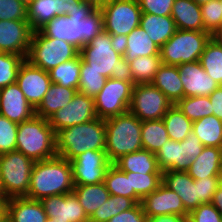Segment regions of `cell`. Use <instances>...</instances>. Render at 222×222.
<instances>
[{
  "label": "cell",
  "mask_w": 222,
  "mask_h": 222,
  "mask_svg": "<svg viewBox=\"0 0 222 222\" xmlns=\"http://www.w3.org/2000/svg\"><path fill=\"white\" fill-rule=\"evenodd\" d=\"M172 102L151 83L134 84L129 112L141 121L163 119Z\"/></svg>",
  "instance_id": "4fadbf2b"
},
{
  "label": "cell",
  "mask_w": 222,
  "mask_h": 222,
  "mask_svg": "<svg viewBox=\"0 0 222 222\" xmlns=\"http://www.w3.org/2000/svg\"><path fill=\"white\" fill-rule=\"evenodd\" d=\"M72 193L77 197L88 218L110 197L104 182L90 185H74Z\"/></svg>",
  "instance_id": "f546056e"
},
{
  "label": "cell",
  "mask_w": 222,
  "mask_h": 222,
  "mask_svg": "<svg viewBox=\"0 0 222 222\" xmlns=\"http://www.w3.org/2000/svg\"><path fill=\"white\" fill-rule=\"evenodd\" d=\"M60 16V0H32L27 6V20L33 31Z\"/></svg>",
  "instance_id": "d6a6232c"
},
{
  "label": "cell",
  "mask_w": 222,
  "mask_h": 222,
  "mask_svg": "<svg viewBox=\"0 0 222 222\" xmlns=\"http://www.w3.org/2000/svg\"><path fill=\"white\" fill-rule=\"evenodd\" d=\"M97 118L94 98L76 92L73 99L56 111L48 120L54 132Z\"/></svg>",
  "instance_id": "9a60e30c"
},
{
  "label": "cell",
  "mask_w": 222,
  "mask_h": 222,
  "mask_svg": "<svg viewBox=\"0 0 222 222\" xmlns=\"http://www.w3.org/2000/svg\"><path fill=\"white\" fill-rule=\"evenodd\" d=\"M192 131L204 146L222 148V120L215 115L193 122Z\"/></svg>",
  "instance_id": "836d02e7"
},
{
  "label": "cell",
  "mask_w": 222,
  "mask_h": 222,
  "mask_svg": "<svg viewBox=\"0 0 222 222\" xmlns=\"http://www.w3.org/2000/svg\"><path fill=\"white\" fill-rule=\"evenodd\" d=\"M80 49L70 42L58 40L33 31L26 60L44 71L76 58Z\"/></svg>",
  "instance_id": "52a82bcc"
},
{
  "label": "cell",
  "mask_w": 222,
  "mask_h": 222,
  "mask_svg": "<svg viewBox=\"0 0 222 222\" xmlns=\"http://www.w3.org/2000/svg\"><path fill=\"white\" fill-rule=\"evenodd\" d=\"M0 114L17 124L35 116V109L16 82L0 89Z\"/></svg>",
  "instance_id": "44dd1931"
},
{
  "label": "cell",
  "mask_w": 222,
  "mask_h": 222,
  "mask_svg": "<svg viewBox=\"0 0 222 222\" xmlns=\"http://www.w3.org/2000/svg\"><path fill=\"white\" fill-rule=\"evenodd\" d=\"M130 183L131 189H134L137 196L143 200L162 183V173L130 172Z\"/></svg>",
  "instance_id": "7bdbcfd3"
},
{
  "label": "cell",
  "mask_w": 222,
  "mask_h": 222,
  "mask_svg": "<svg viewBox=\"0 0 222 222\" xmlns=\"http://www.w3.org/2000/svg\"><path fill=\"white\" fill-rule=\"evenodd\" d=\"M133 88L134 83L127 75L107 78L104 87L94 97L97 117L108 119L128 112Z\"/></svg>",
  "instance_id": "30bf717a"
},
{
  "label": "cell",
  "mask_w": 222,
  "mask_h": 222,
  "mask_svg": "<svg viewBox=\"0 0 222 222\" xmlns=\"http://www.w3.org/2000/svg\"><path fill=\"white\" fill-rule=\"evenodd\" d=\"M56 133L48 119L34 116L18 125L16 150L38 162L57 156Z\"/></svg>",
  "instance_id": "5b68a950"
},
{
  "label": "cell",
  "mask_w": 222,
  "mask_h": 222,
  "mask_svg": "<svg viewBox=\"0 0 222 222\" xmlns=\"http://www.w3.org/2000/svg\"><path fill=\"white\" fill-rule=\"evenodd\" d=\"M209 99L213 115L222 120V85H219V87L209 95Z\"/></svg>",
  "instance_id": "11a10c76"
},
{
  "label": "cell",
  "mask_w": 222,
  "mask_h": 222,
  "mask_svg": "<svg viewBox=\"0 0 222 222\" xmlns=\"http://www.w3.org/2000/svg\"><path fill=\"white\" fill-rule=\"evenodd\" d=\"M56 153L68 161L87 150H105V119L77 124L56 132Z\"/></svg>",
  "instance_id": "3957f363"
},
{
  "label": "cell",
  "mask_w": 222,
  "mask_h": 222,
  "mask_svg": "<svg viewBox=\"0 0 222 222\" xmlns=\"http://www.w3.org/2000/svg\"><path fill=\"white\" fill-rule=\"evenodd\" d=\"M6 200H0V217L5 213Z\"/></svg>",
  "instance_id": "6125c7cd"
},
{
  "label": "cell",
  "mask_w": 222,
  "mask_h": 222,
  "mask_svg": "<svg viewBox=\"0 0 222 222\" xmlns=\"http://www.w3.org/2000/svg\"><path fill=\"white\" fill-rule=\"evenodd\" d=\"M5 213L10 222H45L47 219L40 200L25 196L6 199Z\"/></svg>",
  "instance_id": "603a6c76"
},
{
  "label": "cell",
  "mask_w": 222,
  "mask_h": 222,
  "mask_svg": "<svg viewBox=\"0 0 222 222\" xmlns=\"http://www.w3.org/2000/svg\"><path fill=\"white\" fill-rule=\"evenodd\" d=\"M100 9L106 33L127 36L140 26L142 11L138 0H106Z\"/></svg>",
  "instance_id": "8fae6325"
},
{
  "label": "cell",
  "mask_w": 222,
  "mask_h": 222,
  "mask_svg": "<svg viewBox=\"0 0 222 222\" xmlns=\"http://www.w3.org/2000/svg\"><path fill=\"white\" fill-rule=\"evenodd\" d=\"M104 184L110 195H121L132 198L136 203H141V199L131 189L130 172H122L117 166L111 164L108 168Z\"/></svg>",
  "instance_id": "e575fe53"
},
{
  "label": "cell",
  "mask_w": 222,
  "mask_h": 222,
  "mask_svg": "<svg viewBox=\"0 0 222 222\" xmlns=\"http://www.w3.org/2000/svg\"><path fill=\"white\" fill-rule=\"evenodd\" d=\"M0 20H27V7L19 0H0Z\"/></svg>",
  "instance_id": "bcb514c9"
},
{
  "label": "cell",
  "mask_w": 222,
  "mask_h": 222,
  "mask_svg": "<svg viewBox=\"0 0 222 222\" xmlns=\"http://www.w3.org/2000/svg\"><path fill=\"white\" fill-rule=\"evenodd\" d=\"M78 90L51 83L43 100L35 109V115L49 119L56 111L64 108L74 97Z\"/></svg>",
  "instance_id": "83f0119b"
},
{
  "label": "cell",
  "mask_w": 222,
  "mask_h": 222,
  "mask_svg": "<svg viewBox=\"0 0 222 222\" xmlns=\"http://www.w3.org/2000/svg\"><path fill=\"white\" fill-rule=\"evenodd\" d=\"M114 165L122 172L162 173L155 154L145 149L122 156Z\"/></svg>",
  "instance_id": "f1b7e54d"
},
{
  "label": "cell",
  "mask_w": 222,
  "mask_h": 222,
  "mask_svg": "<svg viewBox=\"0 0 222 222\" xmlns=\"http://www.w3.org/2000/svg\"><path fill=\"white\" fill-rule=\"evenodd\" d=\"M0 200H6L5 197H4L3 194H2L1 189H0Z\"/></svg>",
  "instance_id": "a7ac6f4b"
},
{
  "label": "cell",
  "mask_w": 222,
  "mask_h": 222,
  "mask_svg": "<svg viewBox=\"0 0 222 222\" xmlns=\"http://www.w3.org/2000/svg\"><path fill=\"white\" fill-rule=\"evenodd\" d=\"M18 125L0 114V155L16 150Z\"/></svg>",
  "instance_id": "f6af8a7d"
},
{
  "label": "cell",
  "mask_w": 222,
  "mask_h": 222,
  "mask_svg": "<svg viewBox=\"0 0 222 222\" xmlns=\"http://www.w3.org/2000/svg\"><path fill=\"white\" fill-rule=\"evenodd\" d=\"M74 189L70 161L60 156L34 163L25 197L41 200L53 195L70 194Z\"/></svg>",
  "instance_id": "7a4b0ae2"
},
{
  "label": "cell",
  "mask_w": 222,
  "mask_h": 222,
  "mask_svg": "<svg viewBox=\"0 0 222 222\" xmlns=\"http://www.w3.org/2000/svg\"><path fill=\"white\" fill-rule=\"evenodd\" d=\"M21 3H23L26 7L32 2V0H19Z\"/></svg>",
  "instance_id": "003e7915"
},
{
  "label": "cell",
  "mask_w": 222,
  "mask_h": 222,
  "mask_svg": "<svg viewBox=\"0 0 222 222\" xmlns=\"http://www.w3.org/2000/svg\"><path fill=\"white\" fill-rule=\"evenodd\" d=\"M141 126L142 121L129 111L105 119V151L112 164L126 154L143 149Z\"/></svg>",
  "instance_id": "277c9868"
},
{
  "label": "cell",
  "mask_w": 222,
  "mask_h": 222,
  "mask_svg": "<svg viewBox=\"0 0 222 222\" xmlns=\"http://www.w3.org/2000/svg\"><path fill=\"white\" fill-rule=\"evenodd\" d=\"M211 203L222 215V189L217 188L216 192L213 195Z\"/></svg>",
  "instance_id": "680465c9"
},
{
  "label": "cell",
  "mask_w": 222,
  "mask_h": 222,
  "mask_svg": "<svg viewBox=\"0 0 222 222\" xmlns=\"http://www.w3.org/2000/svg\"><path fill=\"white\" fill-rule=\"evenodd\" d=\"M160 55V48L140 26L127 35V48L123 58L127 64L137 57Z\"/></svg>",
  "instance_id": "4dcf8cb0"
},
{
  "label": "cell",
  "mask_w": 222,
  "mask_h": 222,
  "mask_svg": "<svg viewBox=\"0 0 222 222\" xmlns=\"http://www.w3.org/2000/svg\"><path fill=\"white\" fill-rule=\"evenodd\" d=\"M112 218L111 195L89 218V222H108Z\"/></svg>",
  "instance_id": "db71d44e"
},
{
  "label": "cell",
  "mask_w": 222,
  "mask_h": 222,
  "mask_svg": "<svg viewBox=\"0 0 222 222\" xmlns=\"http://www.w3.org/2000/svg\"><path fill=\"white\" fill-rule=\"evenodd\" d=\"M184 89V97L209 96L219 87L202 68L200 61L177 65Z\"/></svg>",
  "instance_id": "ffe728a7"
},
{
  "label": "cell",
  "mask_w": 222,
  "mask_h": 222,
  "mask_svg": "<svg viewBox=\"0 0 222 222\" xmlns=\"http://www.w3.org/2000/svg\"><path fill=\"white\" fill-rule=\"evenodd\" d=\"M162 183L179 195L189 213L202 204L198 199L197 181L187 172L164 171L162 172Z\"/></svg>",
  "instance_id": "7402d4cb"
},
{
  "label": "cell",
  "mask_w": 222,
  "mask_h": 222,
  "mask_svg": "<svg viewBox=\"0 0 222 222\" xmlns=\"http://www.w3.org/2000/svg\"><path fill=\"white\" fill-rule=\"evenodd\" d=\"M179 30H204L201 7L194 0H174L170 15Z\"/></svg>",
  "instance_id": "d4e9b609"
},
{
  "label": "cell",
  "mask_w": 222,
  "mask_h": 222,
  "mask_svg": "<svg viewBox=\"0 0 222 222\" xmlns=\"http://www.w3.org/2000/svg\"><path fill=\"white\" fill-rule=\"evenodd\" d=\"M45 222H56V221H54L53 218H49V217H47V219H46Z\"/></svg>",
  "instance_id": "89a4df30"
},
{
  "label": "cell",
  "mask_w": 222,
  "mask_h": 222,
  "mask_svg": "<svg viewBox=\"0 0 222 222\" xmlns=\"http://www.w3.org/2000/svg\"><path fill=\"white\" fill-rule=\"evenodd\" d=\"M222 167V148L204 146L186 171L194 180L218 177Z\"/></svg>",
  "instance_id": "cb8c5ba5"
},
{
  "label": "cell",
  "mask_w": 222,
  "mask_h": 222,
  "mask_svg": "<svg viewBox=\"0 0 222 222\" xmlns=\"http://www.w3.org/2000/svg\"><path fill=\"white\" fill-rule=\"evenodd\" d=\"M161 65L160 55L137 57L126 64V75L134 84L151 83Z\"/></svg>",
  "instance_id": "1f68e13d"
},
{
  "label": "cell",
  "mask_w": 222,
  "mask_h": 222,
  "mask_svg": "<svg viewBox=\"0 0 222 222\" xmlns=\"http://www.w3.org/2000/svg\"><path fill=\"white\" fill-rule=\"evenodd\" d=\"M186 217L188 216H181L177 214L158 215L147 217V222H184Z\"/></svg>",
  "instance_id": "6f0895ef"
},
{
  "label": "cell",
  "mask_w": 222,
  "mask_h": 222,
  "mask_svg": "<svg viewBox=\"0 0 222 222\" xmlns=\"http://www.w3.org/2000/svg\"><path fill=\"white\" fill-rule=\"evenodd\" d=\"M218 188L222 189V172L218 175Z\"/></svg>",
  "instance_id": "e7e4bbea"
},
{
  "label": "cell",
  "mask_w": 222,
  "mask_h": 222,
  "mask_svg": "<svg viewBox=\"0 0 222 222\" xmlns=\"http://www.w3.org/2000/svg\"><path fill=\"white\" fill-rule=\"evenodd\" d=\"M32 35L28 20H0V52L26 58Z\"/></svg>",
  "instance_id": "e0dca14e"
},
{
  "label": "cell",
  "mask_w": 222,
  "mask_h": 222,
  "mask_svg": "<svg viewBox=\"0 0 222 222\" xmlns=\"http://www.w3.org/2000/svg\"><path fill=\"white\" fill-rule=\"evenodd\" d=\"M141 140L143 149L156 154L162 145L169 140L163 120L142 121Z\"/></svg>",
  "instance_id": "8d00e7d4"
},
{
  "label": "cell",
  "mask_w": 222,
  "mask_h": 222,
  "mask_svg": "<svg viewBox=\"0 0 222 222\" xmlns=\"http://www.w3.org/2000/svg\"><path fill=\"white\" fill-rule=\"evenodd\" d=\"M193 222H221L222 215L212 203L200 204L188 216Z\"/></svg>",
  "instance_id": "7dc6e473"
},
{
  "label": "cell",
  "mask_w": 222,
  "mask_h": 222,
  "mask_svg": "<svg viewBox=\"0 0 222 222\" xmlns=\"http://www.w3.org/2000/svg\"><path fill=\"white\" fill-rule=\"evenodd\" d=\"M40 202L49 218L56 222H89L77 197L73 194L53 195L42 198Z\"/></svg>",
  "instance_id": "ac0fdd59"
},
{
  "label": "cell",
  "mask_w": 222,
  "mask_h": 222,
  "mask_svg": "<svg viewBox=\"0 0 222 222\" xmlns=\"http://www.w3.org/2000/svg\"><path fill=\"white\" fill-rule=\"evenodd\" d=\"M199 61L207 74L219 85H222V45L211 38Z\"/></svg>",
  "instance_id": "f35d334b"
},
{
  "label": "cell",
  "mask_w": 222,
  "mask_h": 222,
  "mask_svg": "<svg viewBox=\"0 0 222 222\" xmlns=\"http://www.w3.org/2000/svg\"><path fill=\"white\" fill-rule=\"evenodd\" d=\"M170 140L183 141L192 132L193 122L174 104L163 116Z\"/></svg>",
  "instance_id": "d590c367"
},
{
  "label": "cell",
  "mask_w": 222,
  "mask_h": 222,
  "mask_svg": "<svg viewBox=\"0 0 222 222\" xmlns=\"http://www.w3.org/2000/svg\"><path fill=\"white\" fill-rule=\"evenodd\" d=\"M196 181L199 201L202 204L211 203L213 195L218 188V177H206Z\"/></svg>",
  "instance_id": "681fc988"
},
{
  "label": "cell",
  "mask_w": 222,
  "mask_h": 222,
  "mask_svg": "<svg viewBox=\"0 0 222 222\" xmlns=\"http://www.w3.org/2000/svg\"><path fill=\"white\" fill-rule=\"evenodd\" d=\"M0 222H10L8 216L6 213H4L1 217H0Z\"/></svg>",
  "instance_id": "be15d7a7"
},
{
  "label": "cell",
  "mask_w": 222,
  "mask_h": 222,
  "mask_svg": "<svg viewBox=\"0 0 222 222\" xmlns=\"http://www.w3.org/2000/svg\"><path fill=\"white\" fill-rule=\"evenodd\" d=\"M108 222H147V215L142 204L137 203L133 208L113 216Z\"/></svg>",
  "instance_id": "f907efd6"
},
{
  "label": "cell",
  "mask_w": 222,
  "mask_h": 222,
  "mask_svg": "<svg viewBox=\"0 0 222 222\" xmlns=\"http://www.w3.org/2000/svg\"><path fill=\"white\" fill-rule=\"evenodd\" d=\"M137 203L132 198L111 195L112 217L133 208Z\"/></svg>",
  "instance_id": "f5cc1de1"
},
{
  "label": "cell",
  "mask_w": 222,
  "mask_h": 222,
  "mask_svg": "<svg viewBox=\"0 0 222 222\" xmlns=\"http://www.w3.org/2000/svg\"><path fill=\"white\" fill-rule=\"evenodd\" d=\"M220 45H222V26L212 36Z\"/></svg>",
  "instance_id": "94428289"
},
{
  "label": "cell",
  "mask_w": 222,
  "mask_h": 222,
  "mask_svg": "<svg viewBox=\"0 0 222 222\" xmlns=\"http://www.w3.org/2000/svg\"><path fill=\"white\" fill-rule=\"evenodd\" d=\"M151 84L158 88L173 105L184 97V89L177 66L162 64Z\"/></svg>",
  "instance_id": "4316f807"
},
{
  "label": "cell",
  "mask_w": 222,
  "mask_h": 222,
  "mask_svg": "<svg viewBox=\"0 0 222 222\" xmlns=\"http://www.w3.org/2000/svg\"><path fill=\"white\" fill-rule=\"evenodd\" d=\"M201 13L203 18L204 30L212 36L222 26V8L219 0H211L203 4Z\"/></svg>",
  "instance_id": "ee69618b"
},
{
  "label": "cell",
  "mask_w": 222,
  "mask_h": 222,
  "mask_svg": "<svg viewBox=\"0 0 222 222\" xmlns=\"http://www.w3.org/2000/svg\"><path fill=\"white\" fill-rule=\"evenodd\" d=\"M81 69L80 54L69 61H66L52 68L49 76L52 83L78 90Z\"/></svg>",
  "instance_id": "74e56055"
},
{
  "label": "cell",
  "mask_w": 222,
  "mask_h": 222,
  "mask_svg": "<svg viewBox=\"0 0 222 222\" xmlns=\"http://www.w3.org/2000/svg\"><path fill=\"white\" fill-rule=\"evenodd\" d=\"M111 34L102 32L80 49L81 58L87 69L101 72L106 78L126 75V63L119 53L113 50Z\"/></svg>",
  "instance_id": "ba28073f"
},
{
  "label": "cell",
  "mask_w": 222,
  "mask_h": 222,
  "mask_svg": "<svg viewBox=\"0 0 222 222\" xmlns=\"http://www.w3.org/2000/svg\"><path fill=\"white\" fill-rule=\"evenodd\" d=\"M141 204L147 217L166 214L189 216V212L185 209L179 195L163 183L155 191L148 194L141 201Z\"/></svg>",
  "instance_id": "d6986e66"
},
{
  "label": "cell",
  "mask_w": 222,
  "mask_h": 222,
  "mask_svg": "<svg viewBox=\"0 0 222 222\" xmlns=\"http://www.w3.org/2000/svg\"><path fill=\"white\" fill-rule=\"evenodd\" d=\"M184 222H193L189 217H186L185 219H184Z\"/></svg>",
  "instance_id": "2644e50d"
},
{
  "label": "cell",
  "mask_w": 222,
  "mask_h": 222,
  "mask_svg": "<svg viewBox=\"0 0 222 222\" xmlns=\"http://www.w3.org/2000/svg\"><path fill=\"white\" fill-rule=\"evenodd\" d=\"M88 6L80 0H60V15L71 17L84 12Z\"/></svg>",
  "instance_id": "816d5d0a"
},
{
  "label": "cell",
  "mask_w": 222,
  "mask_h": 222,
  "mask_svg": "<svg viewBox=\"0 0 222 222\" xmlns=\"http://www.w3.org/2000/svg\"><path fill=\"white\" fill-rule=\"evenodd\" d=\"M107 78L93 69H87V63L81 58L78 92L95 97L104 87Z\"/></svg>",
  "instance_id": "60d3db41"
},
{
  "label": "cell",
  "mask_w": 222,
  "mask_h": 222,
  "mask_svg": "<svg viewBox=\"0 0 222 222\" xmlns=\"http://www.w3.org/2000/svg\"><path fill=\"white\" fill-rule=\"evenodd\" d=\"M211 38L208 32L177 29L160 48L162 64L177 66L199 61Z\"/></svg>",
  "instance_id": "8992f818"
},
{
  "label": "cell",
  "mask_w": 222,
  "mask_h": 222,
  "mask_svg": "<svg viewBox=\"0 0 222 222\" xmlns=\"http://www.w3.org/2000/svg\"><path fill=\"white\" fill-rule=\"evenodd\" d=\"M198 5H203L206 4L208 2H210L211 0H194Z\"/></svg>",
  "instance_id": "03108f58"
},
{
  "label": "cell",
  "mask_w": 222,
  "mask_h": 222,
  "mask_svg": "<svg viewBox=\"0 0 222 222\" xmlns=\"http://www.w3.org/2000/svg\"><path fill=\"white\" fill-rule=\"evenodd\" d=\"M142 13L170 16L174 0H138Z\"/></svg>",
  "instance_id": "c3c4849f"
},
{
  "label": "cell",
  "mask_w": 222,
  "mask_h": 222,
  "mask_svg": "<svg viewBox=\"0 0 222 222\" xmlns=\"http://www.w3.org/2000/svg\"><path fill=\"white\" fill-rule=\"evenodd\" d=\"M111 45L113 50L120 55L124 56L127 48V36L126 35H111Z\"/></svg>",
  "instance_id": "9f6ffc18"
},
{
  "label": "cell",
  "mask_w": 222,
  "mask_h": 222,
  "mask_svg": "<svg viewBox=\"0 0 222 222\" xmlns=\"http://www.w3.org/2000/svg\"><path fill=\"white\" fill-rule=\"evenodd\" d=\"M74 185H90L104 182L112 164L105 150H87L70 161Z\"/></svg>",
  "instance_id": "5bb4252c"
},
{
  "label": "cell",
  "mask_w": 222,
  "mask_h": 222,
  "mask_svg": "<svg viewBox=\"0 0 222 222\" xmlns=\"http://www.w3.org/2000/svg\"><path fill=\"white\" fill-rule=\"evenodd\" d=\"M192 122L213 115L209 96L183 97L175 104Z\"/></svg>",
  "instance_id": "ab89813d"
},
{
  "label": "cell",
  "mask_w": 222,
  "mask_h": 222,
  "mask_svg": "<svg viewBox=\"0 0 222 222\" xmlns=\"http://www.w3.org/2000/svg\"><path fill=\"white\" fill-rule=\"evenodd\" d=\"M204 145L190 132L183 141L168 140L155 154L159 169L186 172L193 159L202 152Z\"/></svg>",
  "instance_id": "7c38bea8"
},
{
  "label": "cell",
  "mask_w": 222,
  "mask_h": 222,
  "mask_svg": "<svg viewBox=\"0 0 222 222\" xmlns=\"http://www.w3.org/2000/svg\"><path fill=\"white\" fill-rule=\"evenodd\" d=\"M34 163L17 150L0 155V189L5 199L27 195Z\"/></svg>",
  "instance_id": "9c48e42d"
},
{
  "label": "cell",
  "mask_w": 222,
  "mask_h": 222,
  "mask_svg": "<svg viewBox=\"0 0 222 222\" xmlns=\"http://www.w3.org/2000/svg\"><path fill=\"white\" fill-rule=\"evenodd\" d=\"M24 56L0 52V89L16 82Z\"/></svg>",
  "instance_id": "b9f144b4"
},
{
  "label": "cell",
  "mask_w": 222,
  "mask_h": 222,
  "mask_svg": "<svg viewBox=\"0 0 222 222\" xmlns=\"http://www.w3.org/2000/svg\"><path fill=\"white\" fill-rule=\"evenodd\" d=\"M84 2L88 7H100L104 0H80Z\"/></svg>",
  "instance_id": "91938a15"
},
{
  "label": "cell",
  "mask_w": 222,
  "mask_h": 222,
  "mask_svg": "<svg viewBox=\"0 0 222 222\" xmlns=\"http://www.w3.org/2000/svg\"><path fill=\"white\" fill-rule=\"evenodd\" d=\"M16 83L26 100L36 109L51 85L48 71H44L25 60L19 69Z\"/></svg>",
  "instance_id": "2e32d148"
},
{
  "label": "cell",
  "mask_w": 222,
  "mask_h": 222,
  "mask_svg": "<svg viewBox=\"0 0 222 222\" xmlns=\"http://www.w3.org/2000/svg\"><path fill=\"white\" fill-rule=\"evenodd\" d=\"M42 35L72 43L79 49L104 31L100 7L67 17L57 16L38 30Z\"/></svg>",
  "instance_id": "6da1fadb"
},
{
  "label": "cell",
  "mask_w": 222,
  "mask_h": 222,
  "mask_svg": "<svg viewBox=\"0 0 222 222\" xmlns=\"http://www.w3.org/2000/svg\"><path fill=\"white\" fill-rule=\"evenodd\" d=\"M140 27L145 30L156 46L161 48L176 32V24L171 16H157L142 13Z\"/></svg>",
  "instance_id": "484cf974"
}]
</instances>
